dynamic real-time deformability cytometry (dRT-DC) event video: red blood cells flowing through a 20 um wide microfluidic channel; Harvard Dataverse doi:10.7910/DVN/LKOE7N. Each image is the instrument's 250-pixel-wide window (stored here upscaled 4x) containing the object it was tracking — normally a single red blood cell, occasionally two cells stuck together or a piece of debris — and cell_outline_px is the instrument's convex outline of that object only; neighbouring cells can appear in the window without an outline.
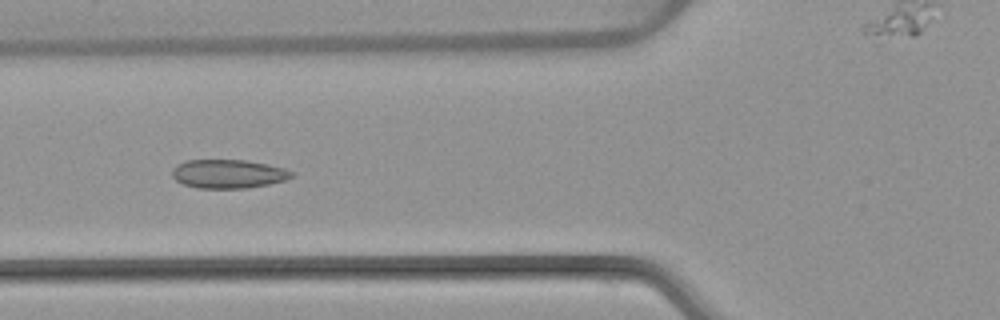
{"species": "common noctule bat (a hibernating species)", "species_latin": "Nyctalus noctula", "temperature_condition": "warm", "stored_images_in_passage": 52, "camera_frame_rate_fps": 3000, "um_per_image_px": 0.085, "animal": {"sex": "female", "body_mass_g": 22.7, "forearm_length_mm": 54.2}, "frame": {"image": 1, "passage_image": 18, "time_ms": 5.667, "image_size_px": [1000, 320], "cell_outline_px": [[296, 172], [292, 176], [284, 180], [268, 184], [248, 188], [196, 188], [184, 184], [176, 180], [172, 176], [172, 168], [184, 160], [244, 160], [268, 164], [284, 168]], "centroid_in_image_um": [19.4, 14.77], "position_along_channel_um": 106.4, "area_um2": 20.06}}
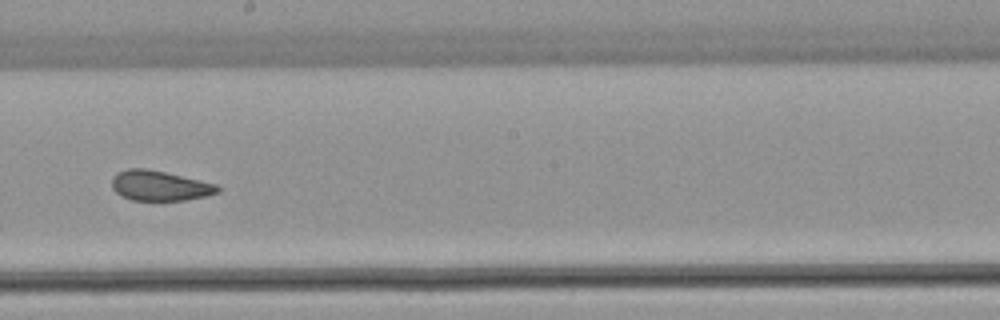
{"frame": {"image": 2, "passage_image": 28, "time_ms": 9.0, "image_size_px": [1000, 320], "cell_outline_px": [[220, 192], [208, 196], [184, 200], [132, 200], [116, 192], [112, 188], [112, 176], [116, 172], [128, 168], [148, 168], [200, 180], [216, 184], [220, 188]], "centroid_in_image_um": [13.57, 15.77], "position_along_channel_um": 234.6, "area_um2": 18.61}}
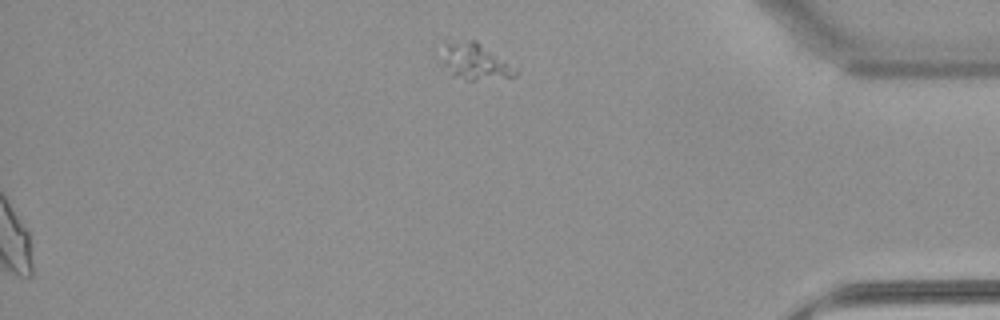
{"frame": {"image": 3, "passage_image": 52, "time_ms": 17.0, "image_size_px": [1000, 320], "cell_outline_px": [[516, 76], [472, 80], [468, 80], [452, 76], [444, 64], [444, 60], [464, 44], [472, 40], [476, 40], [516, 72]], "centroid_in_image_um": [40.51, 5.39], "position_along_channel_um": 394.7, "area_um2": 12.89}, "authors_computed_cell_mechanics": {"area_um2": 20.3456, "velocity_mm_per_s": 3.8503, "shape_relaxation_time_tau1_ms": null, "shape_relaxation_time_tau2_ms": 1.1871, "deformation_change_tau1": null, "deformation_change_tau2": 0.0496}}